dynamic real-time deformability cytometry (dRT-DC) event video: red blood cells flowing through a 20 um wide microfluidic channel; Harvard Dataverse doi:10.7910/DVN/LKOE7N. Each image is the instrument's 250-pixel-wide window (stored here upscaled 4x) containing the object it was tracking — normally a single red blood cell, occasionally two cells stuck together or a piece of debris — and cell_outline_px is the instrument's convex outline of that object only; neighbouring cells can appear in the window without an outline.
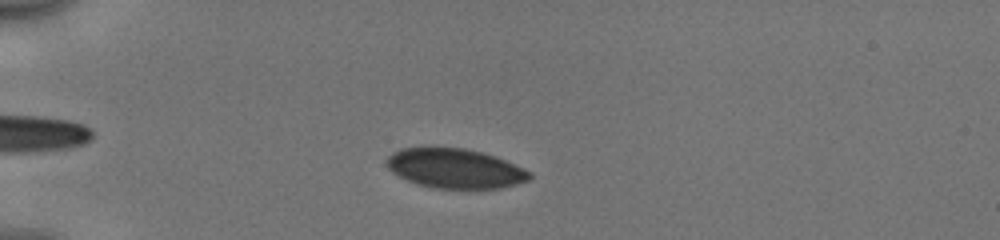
{"species": "human", "species_latin": "Homo sapiens", "temperature_condition": "cold", "stored_images_in_passage": 47, "camera_frame_rate_fps": 3000, "um_per_image_px": 0.085, "donor": {"sex": "male"}, "frame": {"image": 1, "passage_image": 9, "time_ms": 2.667, "image_size_px": [1000, 240], "cell_outline_px": [[532, 176], [528, 180], [516, 184], [500, 188], [432, 188], [408, 180], [392, 172], [388, 168], [384, 160], [392, 152], [400, 148], [464, 148], [496, 156], [524, 168], [532, 172]], "centroid_in_image_um": [38.68, 14.31], "position_along_channel_um": 46.3, "area_um2": 32.83}}
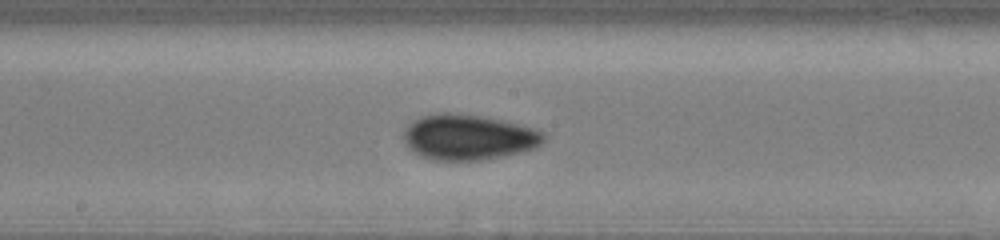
{"frame": {"image": 2, "passage_image": 24, "time_ms": 7.667, "image_size_px": [1000, 240], "cell_outline_px": [[544, 140], [536, 148], [520, 152], [480, 160], [432, 160], [420, 156], [408, 148], [404, 140], [404, 128], [408, 124], [420, 116], [436, 112], [448, 112], [484, 116], [532, 128], [544, 132]], "centroid_in_image_um": [39.76, 11.65], "position_along_channel_um": 208.4, "area_um2": 37.11}}
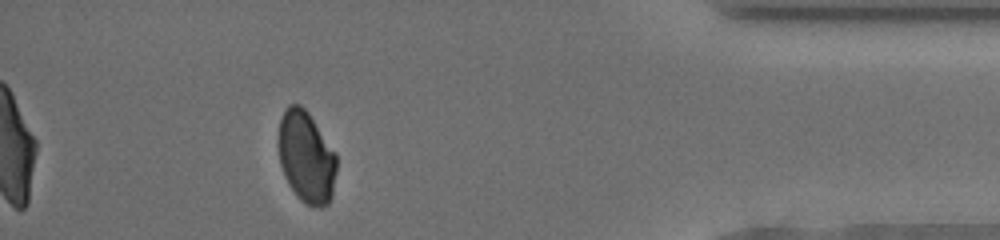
{"frame": {"image": 3, "passage_image": 42, "time_ms": 13.667, "image_size_px": [1000, 240], "cell_outline_px": [[336, 172], [332, 196], [328, 204], [320, 208], [308, 204], [300, 200], [288, 184], [284, 176], [280, 164], [276, 144], [280, 120], [288, 104], [300, 104], [308, 112], [336, 152]], "centroid_in_image_um": [26.01, 13.34], "position_along_channel_um": 409.2, "area_um2": 31.5}, "authors_computed_cell_mechanics": {"area_um2": 33.6396, "velocity_mm_per_s": 3.9657, "shape_relaxation_time_tau1_ms": null, "shape_relaxation_time_tau2_ms": 0.72, "deformation_change_tau1": null, "deformation_change_tau2": 0.0373}}